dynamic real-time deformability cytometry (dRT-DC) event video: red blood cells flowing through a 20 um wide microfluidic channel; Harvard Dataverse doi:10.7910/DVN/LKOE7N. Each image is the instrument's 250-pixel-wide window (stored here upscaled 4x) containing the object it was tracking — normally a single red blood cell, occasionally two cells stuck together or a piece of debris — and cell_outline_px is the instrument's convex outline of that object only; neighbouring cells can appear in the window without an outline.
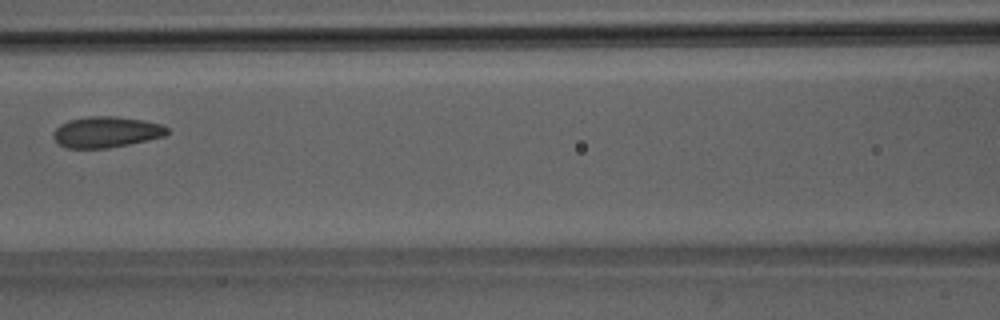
{"species": "Egyptian fruit bat (a non-hibernating species)", "species_latin": "Rousettus aegyptiacus", "temperature_condition": "room temperature", "stored_images_in_passage": 6, "camera_frame_rate_fps": 3000, "um_per_image_px": 0.085, "animal": {"sex": "male"}, "frame": {"image": 1, "passage_image": 6, "time_ms": 5.667, "image_size_px": [1000, 320], "cell_outline_px": [[168, 132], [164, 136], [148, 140], [108, 148], [64, 148], [52, 136], [52, 132], [60, 124], [68, 120], [88, 116], [116, 116], [144, 120], [160, 124], [168, 128]], "centroid_in_image_um": [9.0, 11.21], "position_along_channel_um": 157.6, "area_um2": 20.58}}